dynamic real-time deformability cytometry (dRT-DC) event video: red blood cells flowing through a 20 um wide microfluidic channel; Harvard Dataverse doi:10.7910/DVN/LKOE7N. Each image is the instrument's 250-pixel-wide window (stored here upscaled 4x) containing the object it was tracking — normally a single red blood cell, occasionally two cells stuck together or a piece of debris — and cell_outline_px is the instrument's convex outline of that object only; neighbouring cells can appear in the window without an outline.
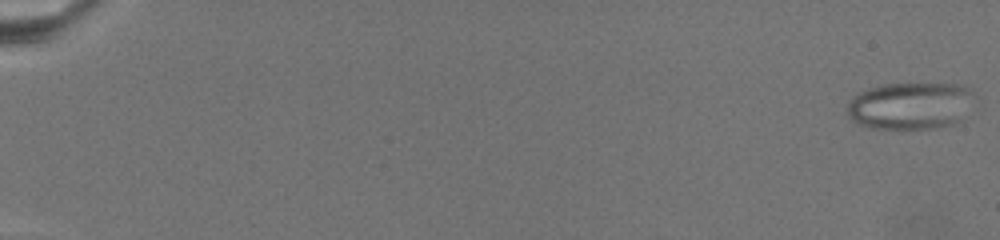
{"species": "common noctule bat (a hibernating species)", "species_latin": "Nyctalus noctula", "temperature_condition": "warm", "stored_images_in_passage": 15, "camera_frame_rate_fps": 3000, "um_per_image_px": 0.085, "animal": {"sex": "female", "body_mass_g": 19.5, "forearm_length_mm": 54.1}, "frame": {"image": 1, "passage_image": 1, "time_ms": 0.0, "image_size_px": [1000, 240], "cell_outline_px": [[968, 92], [956, 120], [952, 124], [932, 128], [876, 128], [860, 124], [852, 120], [848, 116], [848, 104], [860, 92], [872, 88], [888, 84], [956, 84], [964, 88]], "centroid_in_image_um": [77.18, 9.0], "position_along_channel_um": 7.8, "area_um2": 32.66}}